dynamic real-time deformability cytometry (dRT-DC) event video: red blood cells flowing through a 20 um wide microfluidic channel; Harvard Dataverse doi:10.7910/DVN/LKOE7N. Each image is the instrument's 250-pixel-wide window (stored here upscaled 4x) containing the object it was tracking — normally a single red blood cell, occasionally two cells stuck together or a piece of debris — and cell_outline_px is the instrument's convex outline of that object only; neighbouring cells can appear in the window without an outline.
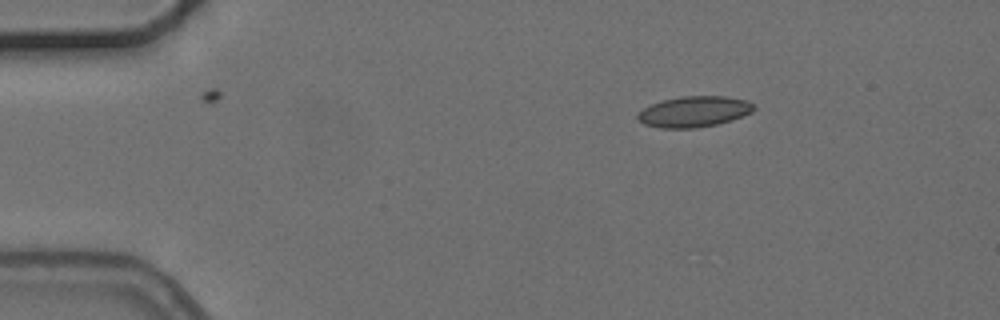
{"species": "common noctule bat (a hibernating species)", "species_latin": "Nyctalus noctula", "temperature_condition": "cold", "stored_images_in_passage": 5, "camera_frame_rate_fps": 3000, "um_per_image_px": 0.085, "animal": {"sex": "female", "body_mass_g": 24.6, "forearm_length_mm": 56.2}, "frame": {"image": 1, "passage_image": 1, "time_ms": 0.0, "image_size_px": [1000, 320], "cell_outline_px": [[756, 108], [752, 112], [732, 120], [716, 124], [696, 128], [660, 128], [644, 124], [636, 116], [644, 108], [652, 104], [664, 100], [680, 96], [724, 96], [748, 100]], "centroid_in_image_um": [59.02, 9.49], "position_along_channel_um": 26.0, "area_um2": 20.75}}
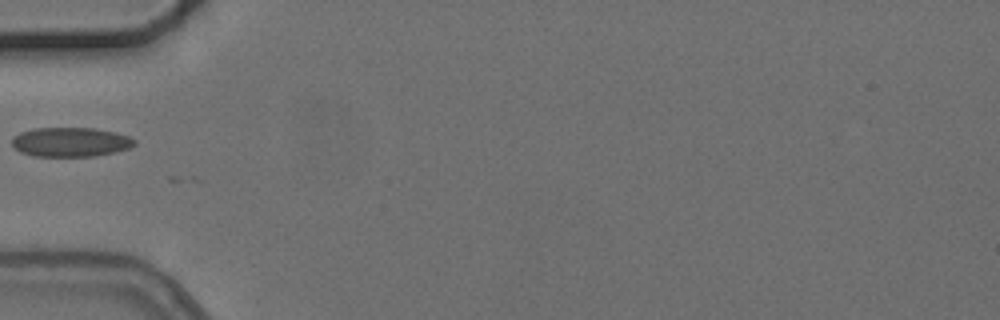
{"frame": {"image": 2, "passage_image": 3, "time_ms": 3.333, "image_size_px": [1000, 320], "cell_outline_px": [[136, 144], [128, 148], [116, 152], [92, 156], [32, 156], [20, 152], [12, 144], [12, 136], [20, 132], [36, 128], [92, 128], [116, 132], [128, 136], [136, 140]], "centroid_in_image_um": [5.99, 12.07], "position_along_channel_um": 79.0, "area_um2": 20.98}}